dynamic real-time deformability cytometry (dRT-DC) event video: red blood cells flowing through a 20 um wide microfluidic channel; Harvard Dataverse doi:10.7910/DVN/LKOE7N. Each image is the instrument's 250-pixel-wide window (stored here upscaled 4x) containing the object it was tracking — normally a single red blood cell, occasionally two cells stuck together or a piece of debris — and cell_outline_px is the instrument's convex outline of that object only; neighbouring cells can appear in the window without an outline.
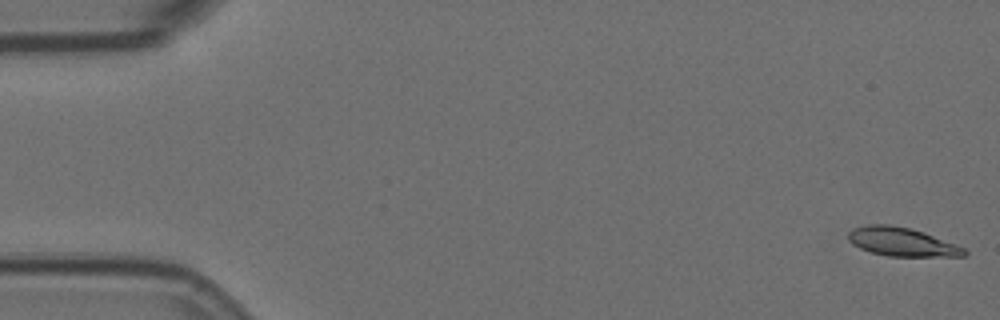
{"species": "Egyptian fruit bat (a non-hibernating species)", "species_latin": "Rousettus aegyptiacus", "temperature_condition": "room temperature", "stored_images_in_passage": 11, "camera_frame_rate_fps": 3000, "um_per_image_px": 0.085, "animal": {"sex": "female"}, "frame": {"image": 1, "passage_image": 1, "time_ms": 0.0, "image_size_px": [1000, 320], "cell_outline_px": [[968, 252], [964, 256], [888, 256], [872, 252], [860, 248], [852, 244], [848, 240], [848, 232], [852, 228], [868, 224], [888, 224], [908, 228], [924, 232], [956, 244], [964, 248]], "centroid_in_image_um": [76.64, 20.55], "position_along_channel_um": 8.4, "area_um2": 19.31}}